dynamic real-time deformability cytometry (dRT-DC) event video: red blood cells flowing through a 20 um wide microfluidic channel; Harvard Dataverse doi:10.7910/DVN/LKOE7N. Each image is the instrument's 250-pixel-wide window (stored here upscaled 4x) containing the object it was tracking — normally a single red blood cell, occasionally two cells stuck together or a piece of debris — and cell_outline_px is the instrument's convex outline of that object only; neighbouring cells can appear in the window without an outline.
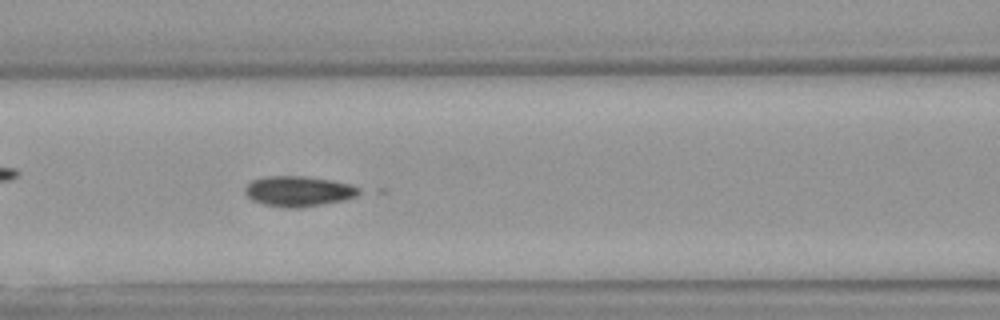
{"species": "Egyptian fruit bat (a non-hibernating species)", "species_latin": "Rousettus aegyptiacus", "temperature_condition": "warm", "stored_images_in_passage": 35, "camera_frame_rate_fps": 3000, "um_per_image_px": 0.085, "animal": {"sex": "female"}, "frame": {"image": 1, "passage_image": 13, "time_ms": 4.0, "image_size_px": [1000, 320], "cell_outline_px": [[364, 192], [356, 196], [344, 200], [300, 208], [284, 208], [264, 204], [252, 200], [244, 192], [244, 188], [252, 180], [268, 176], [308, 176], [332, 180], [352, 184], [360, 188]], "centroid_in_image_um": [25.41, 16.25], "position_along_channel_um": 141.2, "area_um2": 20.4}}
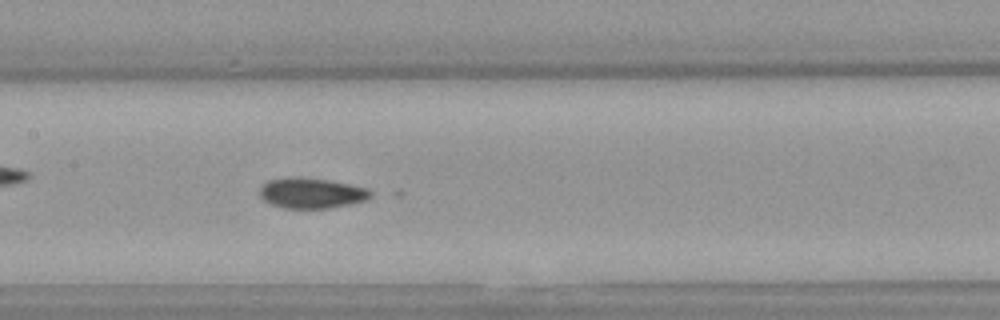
{"frame": {"image": 2, "passage_image": 16, "time_ms": 5.0, "image_size_px": [1000, 320], "cell_outline_px": [[376, 192], [368, 200], [352, 204], [332, 208], [284, 208], [268, 204], [260, 196], [260, 188], [268, 180], [292, 176], [300, 176], [328, 180], [368, 188]], "centroid_in_image_um": [26.52, 16.41], "position_along_channel_um": 180.9, "area_um2": 20.11}}